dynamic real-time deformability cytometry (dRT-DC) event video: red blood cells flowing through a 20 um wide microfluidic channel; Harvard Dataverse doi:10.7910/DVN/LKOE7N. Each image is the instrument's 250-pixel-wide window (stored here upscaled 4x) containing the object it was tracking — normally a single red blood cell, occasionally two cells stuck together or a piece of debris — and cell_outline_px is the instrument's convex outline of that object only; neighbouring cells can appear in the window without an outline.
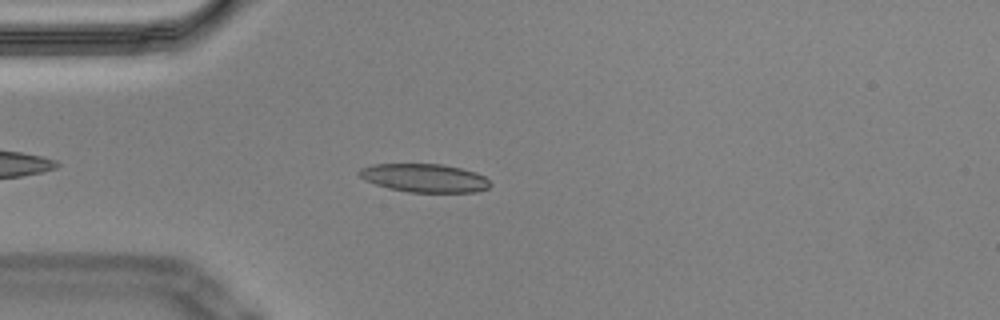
{"species": "Egyptian fruit bat (a non-hibernating species)", "species_latin": "Rousettus aegyptiacus", "temperature_condition": "cold", "stored_images_in_passage": 48, "camera_frame_rate_fps": 3000, "um_per_image_px": 0.085, "animal": {"sex": "male"}, "frame": {"image": 1, "passage_image": 7, "time_ms": 2.0, "image_size_px": [1000, 320], "cell_outline_px": [[492, 184], [488, 188], [476, 192], [408, 192], [388, 188], [364, 180], [356, 172], [360, 168], [372, 164], [440, 164], [460, 168], [476, 172], [484, 176]], "centroid_in_image_um": [36.06, 15.13], "position_along_channel_um": 48.9, "area_um2": 21.73}}
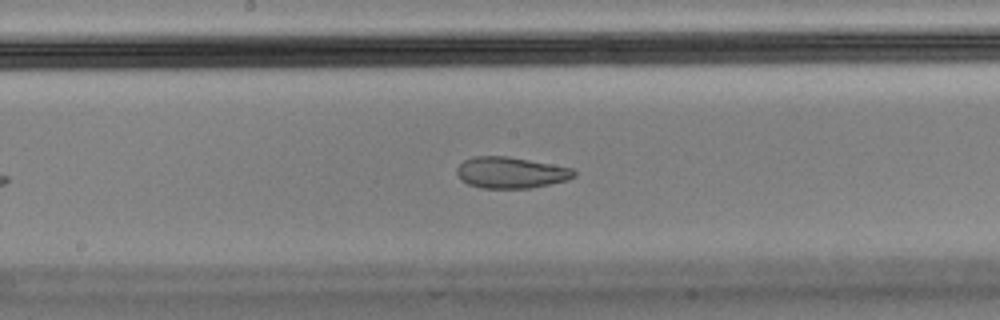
{"frame": {"image": 2, "passage_image": 21, "time_ms": 6.667, "image_size_px": [1000, 320], "cell_outline_px": [[576, 176], [568, 180], [532, 188], [480, 188], [468, 184], [460, 180], [456, 172], [456, 168], [464, 160], [472, 156], [508, 156], [572, 168], [576, 172]], "centroid_in_image_um": [43.4, 14.67], "position_along_channel_um": 204.8, "area_um2": 21.5}}
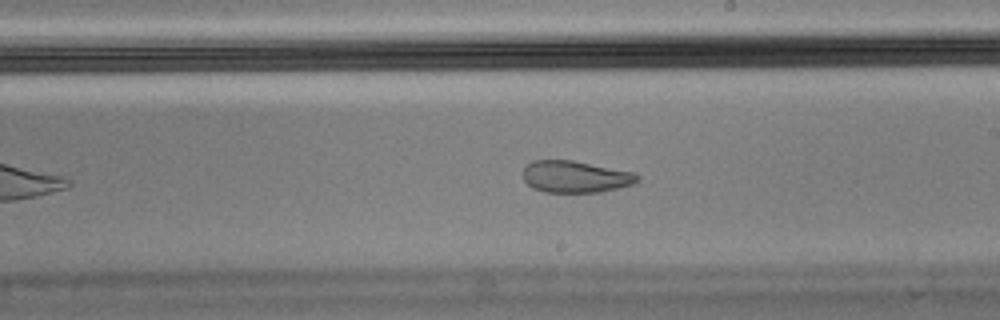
{"frame": {"image": 3, "passage_image": 24, "time_ms": 7.667, "image_size_px": [1000, 320], "cell_outline_px": [[640, 180], [632, 184], [600, 192], [544, 192], [532, 188], [524, 180], [524, 168], [532, 160], [572, 160], [632, 172], [640, 176]], "centroid_in_image_um": [48.89, 15.02], "position_along_channel_um": 240.1, "area_um2": 21.04}, "authors_computed_cell_mechanics": {"area_um2": 22.7732, "velocity_mm_per_s": 3.5622, "shape_relaxation_time_tau1_ms": null, "shape_relaxation_time_tau2_ms": 1.6269, "deformation_change_tau1": null, "deformation_change_tau2": 0.0619}}